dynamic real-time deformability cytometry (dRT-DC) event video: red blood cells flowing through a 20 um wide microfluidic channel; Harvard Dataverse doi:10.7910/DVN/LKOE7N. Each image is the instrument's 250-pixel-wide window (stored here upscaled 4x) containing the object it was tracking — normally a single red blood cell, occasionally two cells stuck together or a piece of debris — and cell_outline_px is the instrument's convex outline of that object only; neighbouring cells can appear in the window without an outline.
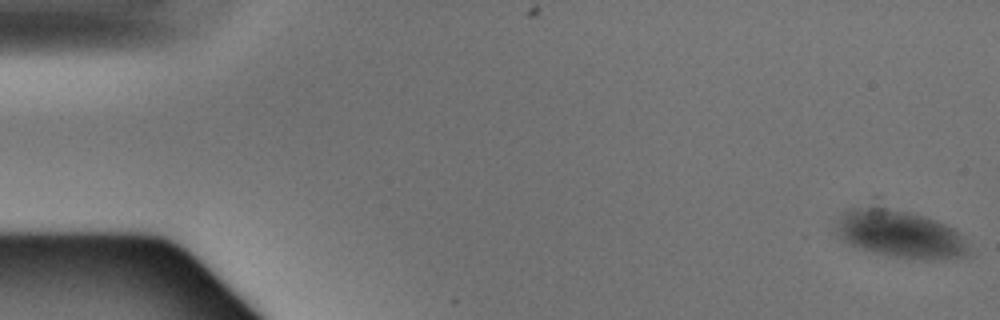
{"species": "Egyptian fruit bat (a non-hibernating species)", "species_latin": "Rousettus aegyptiacus", "temperature_condition": "warm", "stored_images_in_passage": 5, "camera_frame_rate_fps": 3000, "um_per_image_px": 0.085, "animal": {"sex": "male"}, "frame": {"image": 1, "passage_image": 1, "time_ms": 0.0, "image_size_px": [1000, 320], "cell_outline_px": [[972, 256], [936, 260], [924, 260], [892, 256], [860, 248], [848, 244], [840, 240], [836, 236], [836, 224], [844, 212], [848, 208], [868, 196], [876, 192], [880, 192], [952, 228], [960, 236], [968, 248]], "centroid_in_image_um": [76.35, 19.62], "position_along_channel_um": 8.7, "area_um2": 41.21}}
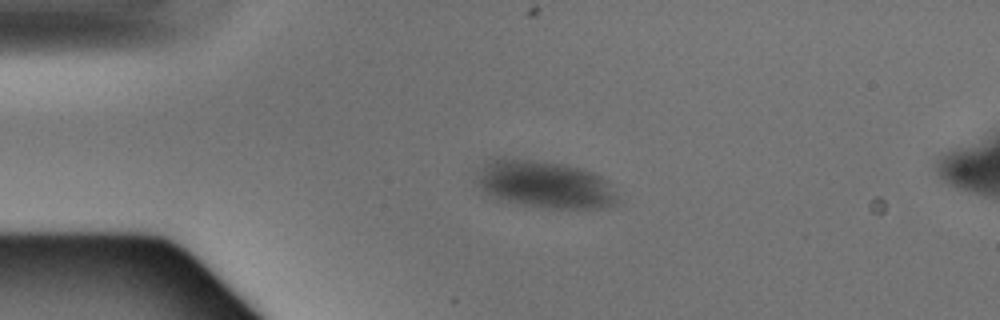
{"frame": {"image": 2, "passage_image": 3, "time_ms": 0.667, "image_size_px": [1000, 320], "cell_outline_px": [[616, 204], [600, 208], [544, 208], [500, 200], [488, 196], [472, 180], [488, 156], [500, 156], [536, 160], [564, 164], [580, 168], [592, 172], [608, 180], [616, 192]], "centroid_in_image_um": [46.19, 15.64], "position_along_channel_um": 38.8, "area_um2": 39.88}}